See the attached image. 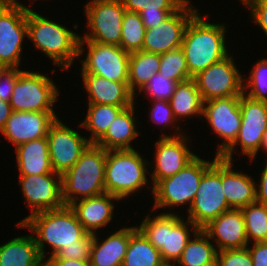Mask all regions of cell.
<instances>
[{
	"label": "cell",
	"instance_id": "4316f807",
	"mask_svg": "<svg viewBox=\"0 0 267 266\" xmlns=\"http://www.w3.org/2000/svg\"><path fill=\"white\" fill-rule=\"evenodd\" d=\"M15 155L20 176L55 173L49 157L47 137L17 146Z\"/></svg>",
	"mask_w": 267,
	"mask_h": 266
},
{
	"label": "cell",
	"instance_id": "ee69618b",
	"mask_svg": "<svg viewBox=\"0 0 267 266\" xmlns=\"http://www.w3.org/2000/svg\"><path fill=\"white\" fill-rule=\"evenodd\" d=\"M242 6L250 8L252 21L263 30L267 37V0H247Z\"/></svg>",
	"mask_w": 267,
	"mask_h": 266
},
{
	"label": "cell",
	"instance_id": "f546056e",
	"mask_svg": "<svg viewBox=\"0 0 267 266\" xmlns=\"http://www.w3.org/2000/svg\"><path fill=\"white\" fill-rule=\"evenodd\" d=\"M217 249L210 238L199 229L187 242L183 253L175 264L178 266H216Z\"/></svg>",
	"mask_w": 267,
	"mask_h": 266
},
{
	"label": "cell",
	"instance_id": "277c9868",
	"mask_svg": "<svg viewBox=\"0 0 267 266\" xmlns=\"http://www.w3.org/2000/svg\"><path fill=\"white\" fill-rule=\"evenodd\" d=\"M106 150L91 143L79 160L61 175L62 200L70 206L75 201L105 193Z\"/></svg>",
	"mask_w": 267,
	"mask_h": 266
},
{
	"label": "cell",
	"instance_id": "e575fe53",
	"mask_svg": "<svg viewBox=\"0 0 267 266\" xmlns=\"http://www.w3.org/2000/svg\"><path fill=\"white\" fill-rule=\"evenodd\" d=\"M145 33L146 28L139 13L125 11L120 47L129 53L142 50Z\"/></svg>",
	"mask_w": 267,
	"mask_h": 266
},
{
	"label": "cell",
	"instance_id": "8d00e7d4",
	"mask_svg": "<svg viewBox=\"0 0 267 266\" xmlns=\"http://www.w3.org/2000/svg\"><path fill=\"white\" fill-rule=\"evenodd\" d=\"M243 94L254 100L267 102V58L259 59L249 77L243 79Z\"/></svg>",
	"mask_w": 267,
	"mask_h": 266
},
{
	"label": "cell",
	"instance_id": "60d3db41",
	"mask_svg": "<svg viewBox=\"0 0 267 266\" xmlns=\"http://www.w3.org/2000/svg\"><path fill=\"white\" fill-rule=\"evenodd\" d=\"M252 258L247 247L217 252L216 266H252Z\"/></svg>",
	"mask_w": 267,
	"mask_h": 266
},
{
	"label": "cell",
	"instance_id": "7bdbcfd3",
	"mask_svg": "<svg viewBox=\"0 0 267 266\" xmlns=\"http://www.w3.org/2000/svg\"><path fill=\"white\" fill-rule=\"evenodd\" d=\"M20 68H0V100L10 102Z\"/></svg>",
	"mask_w": 267,
	"mask_h": 266
},
{
	"label": "cell",
	"instance_id": "5b68a950",
	"mask_svg": "<svg viewBox=\"0 0 267 266\" xmlns=\"http://www.w3.org/2000/svg\"><path fill=\"white\" fill-rule=\"evenodd\" d=\"M178 214L165 211L151 217L149 213L141 225H136L142 235L159 250L163 262L176 263L187 242L199 230L188 218L185 221Z\"/></svg>",
	"mask_w": 267,
	"mask_h": 266
},
{
	"label": "cell",
	"instance_id": "d6986e66",
	"mask_svg": "<svg viewBox=\"0 0 267 266\" xmlns=\"http://www.w3.org/2000/svg\"><path fill=\"white\" fill-rule=\"evenodd\" d=\"M18 184L26 205L31 208L27 217L65 205L62 200L61 175L58 173L19 176Z\"/></svg>",
	"mask_w": 267,
	"mask_h": 266
},
{
	"label": "cell",
	"instance_id": "d6a6232c",
	"mask_svg": "<svg viewBox=\"0 0 267 266\" xmlns=\"http://www.w3.org/2000/svg\"><path fill=\"white\" fill-rule=\"evenodd\" d=\"M159 250L137 229L130 237L122 266H160Z\"/></svg>",
	"mask_w": 267,
	"mask_h": 266
},
{
	"label": "cell",
	"instance_id": "4dcf8cb0",
	"mask_svg": "<svg viewBox=\"0 0 267 266\" xmlns=\"http://www.w3.org/2000/svg\"><path fill=\"white\" fill-rule=\"evenodd\" d=\"M160 66V54L144 50L130 53L129 57V90L137 97L136 90H140L149 79L158 72Z\"/></svg>",
	"mask_w": 267,
	"mask_h": 266
},
{
	"label": "cell",
	"instance_id": "44dd1931",
	"mask_svg": "<svg viewBox=\"0 0 267 266\" xmlns=\"http://www.w3.org/2000/svg\"><path fill=\"white\" fill-rule=\"evenodd\" d=\"M201 230L215 242L217 251L249 245L241 209H230L210 220Z\"/></svg>",
	"mask_w": 267,
	"mask_h": 266
},
{
	"label": "cell",
	"instance_id": "ba28073f",
	"mask_svg": "<svg viewBox=\"0 0 267 266\" xmlns=\"http://www.w3.org/2000/svg\"><path fill=\"white\" fill-rule=\"evenodd\" d=\"M27 8L17 0H0V68H20L27 36Z\"/></svg>",
	"mask_w": 267,
	"mask_h": 266
},
{
	"label": "cell",
	"instance_id": "836d02e7",
	"mask_svg": "<svg viewBox=\"0 0 267 266\" xmlns=\"http://www.w3.org/2000/svg\"><path fill=\"white\" fill-rule=\"evenodd\" d=\"M241 211L248 242H267V206L256 201L241 208Z\"/></svg>",
	"mask_w": 267,
	"mask_h": 266
},
{
	"label": "cell",
	"instance_id": "7dc6e473",
	"mask_svg": "<svg viewBox=\"0 0 267 266\" xmlns=\"http://www.w3.org/2000/svg\"><path fill=\"white\" fill-rule=\"evenodd\" d=\"M264 168L261 171L259 184H256L257 195L256 201L267 206V160L265 161Z\"/></svg>",
	"mask_w": 267,
	"mask_h": 266
},
{
	"label": "cell",
	"instance_id": "484cf974",
	"mask_svg": "<svg viewBox=\"0 0 267 266\" xmlns=\"http://www.w3.org/2000/svg\"><path fill=\"white\" fill-rule=\"evenodd\" d=\"M136 118L134 103L116 116L108 130L95 144L105 150L134 149L131 142L140 134L137 131Z\"/></svg>",
	"mask_w": 267,
	"mask_h": 266
},
{
	"label": "cell",
	"instance_id": "7402d4cb",
	"mask_svg": "<svg viewBox=\"0 0 267 266\" xmlns=\"http://www.w3.org/2000/svg\"><path fill=\"white\" fill-rule=\"evenodd\" d=\"M80 74L88 94V103L114 106L134 104L135 95L129 90L128 82L111 81L86 71Z\"/></svg>",
	"mask_w": 267,
	"mask_h": 266
},
{
	"label": "cell",
	"instance_id": "d4e9b609",
	"mask_svg": "<svg viewBox=\"0 0 267 266\" xmlns=\"http://www.w3.org/2000/svg\"><path fill=\"white\" fill-rule=\"evenodd\" d=\"M136 230V226H125L111 233L102 241H99L98 233H95L89 258L91 266H122L129 237Z\"/></svg>",
	"mask_w": 267,
	"mask_h": 266
},
{
	"label": "cell",
	"instance_id": "3957f363",
	"mask_svg": "<svg viewBox=\"0 0 267 266\" xmlns=\"http://www.w3.org/2000/svg\"><path fill=\"white\" fill-rule=\"evenodd\" d=\"M27 39L65 72L78 59L80 35L33 9L27 10Z\"/></svg>",
	"mask_w": 267,
	"mask_h": 266
},
{
	"label": "cell",
	"instance_id": "52a82bcc",
	"mask_svg": "<svg viewBox=\"0 0 267 266\" xmlns=\"http://www.w3.org/2000/svg\"><path fill=\"white\" fill-rule=\"evenodd\" d=\"M218 158L206 161L204 158L196 156L190 163L178 171L175 175L159 180L153 186L154 207L152 211L160 208H169L188 205L187 211L191 207L200 180L203 174L212 166Z\"/></svg>",
	"mask_w": 267,
	"mask_h": 266
},
{
	"label": "cell",
	"instance_id": "4fadbf2b",
	"mask_svg": "<svg viewBox=\"0 0 267 266\" xmlns=\"http://www.w3.org/2000/svg\"><path fill=\"white\" fill-rule=\"evenodd\" d=\"M230 209L222 188L221 158L218 157L203 174L187 218L201 229Z\"/></svg>",
	"mask_w": 267,
	"mask_h": 266
},
{
	"label": "cell",
	"instance_id": "f907efd6",
	"mask_svg": "<svg viewBox=\"0 0 267 266\" xmlns=\"http://www.w3.org/2000/svg\"><path fill=\"white\" fill-rule=\"evenodd\" d=\"M260 149L264 150L267 153V130L263 134L262 142L260 145Z\"/></svg>",
	"mask_w": 267,
	"mask_h": 266
},
{
	"label": "cell",
	"instance_id": "7c38bea8",
	"mask_svg": "<svg viewBox=\"0 0 267 266\" xmlns=\"http://www.w3.org/2000/svg\"><path fill=\"white\" fill-rule=\"evenodd\" d=\"M89 33L79 40L120 46L122 20L126 11L121 0H90L84 6Z\"/></svg>",
	"mask_w": 267,
	"mask_h": 266
},
{
	"label": "cell",
	"instance_id": "ffe728a7",
	"mask_svg": "<svg viewBox=\"0 0 267 266\" xmlns=\"http://www.w3.org/2000/svg\"><path fill=\"white\" fill-rule=\"evenodd\" d=\"M57 118L55 112L13 111L1 133L16 148L23 143L47 137L49 127Z\"/></svg>",
	"mask_w": 267,
	"mask_h": 266
},
{
	"label": "cell",
	"instance_id": "f35d334b",
	"mask_svg": "<svg viewBox=\"0 0 267 266\" xmlns=\"http://www.w3.org/2000/svg\"><path fill=\"white\" fill-rule=\"evenodd\" d=\"M151 105L152 107H150L151 109L150 118L152 122L157 123L156 126H160L158 124H161L164 127H169V126L170 128L171 126H173L172 128L176 127L175 128L176 131L174 134H171L170 136H168V134L164 132V134L161 135L160 137H178V136L184 135L185 131L182 132V129H180L181 128L180 125L179 126L176 125V122L178 124L179 121L175 119L169 101L152 100Z\"/></svg>",
	"mask_w": 267,
	"mask_h": 266
},
{
	"label": "cell",
	"instance_id": "f1b7e54d",
	"mask_svg": "<svg viewBox=\"0 0 267 266\" xmlns=\"http://www.w3.org/2000/svg\"><path fill=\"white\" fill-rule=\"evenodd\" d=\"M169 103L177 121L193 117V115L195 118L196 116L202 117L204 101L193 78L176 85Z\"/></svg>",
	"mask_w": 267,
	"mask_h": 266
},
{
	"label": "cell",
	"instance_id": "30bf717a",
	"mask_svg": "<svg viewBox=\"0 0 267 266\" xmlns=\"http://www.w3.org/2000/svg\"><path fill=\"white\" fill-rule=\"evenodd\" d=\"M241 127L235 142L220 156L233 161L234 148L239 145L242 155L254 161L257 157L263 134L267 130V102L254 100L245 94L240 96Z\"/></svg>",
	"mask_w": 267,
	"mask_h": 266
},
{
	"label": "cell",
	"instance_id": "ab89813d",
	"mask_svg": "<svg viewBox=\"0 0 267 266\" xmlns=\"http://www.w3.org/2000/svg\"><path fill=\"white\" fill-rule=\"evenodd\" d=\"M188 0H121L126 11L179 10Z\"/></svg>",
	"mask_w": 267,
	"mask_h": 266
},
{
	"label": "cell",
	"instance_id": "1f68e13d",
	"mask_svg": "<svg viewBox=\"0 0 267 266\" xmlns=\"http://www.w3.org/2000/svg\"><path fill=\"white\" fill-rule=\"evenodd\" d=\"M87 114L80 127L91 132V137L88 140L91 143H96L108 130L111 122L125 108L130 106H114L108 104H93L87 103Z\"/></svg>",
	"mask_w": 267,
	"mask_h": 266
},
{
	"label": "cell",
	"instance_id": "603a6c76",
	"mask_svg": "<svg viewBox=\"0 0 267 266\" xmlns=\"http://www.w3.org/2000/svg\"><path fill=\"white\" fill-rule=\"evenodd\" d=\"M119 198L109 193L75 201L70 205L78 221L88 233H97L96 230L111 223L114 214V202ZM114 201V202H113Z\"/></svg>",
	"mask_w": 267,
	"mask_h": 266
},
{
	"label": "cell",
	"instance_id": "f6af8a7d",
	"mask_svg": "<svg viewBox=\"0 0 267 266\" xmlns=\"http://www.w3.org/2000/svg\"><path fill=\"white\" fill-rule=\"evenodd\" d=\"M178 10L141 11L139 15L146 29L154 28L163 22L170 14Z\"/></svg>",
	"mask_w": 267,
	"mask_h": 266
},
{
	"label": "cell",
	"instance_id": "7a4b0ae2",
	"mask_svg": "<svg viewBox=\"0 0 267 266\" xmlns=\"http://www.w3.org/2000/svg\"><path fill=\"white\" fill-rule=\"evenodd\" d=\"M199 14L197 12L187 24L181 46L192 77L229 55L224 23H210L207 14L204 18Z\"/></svg>",
	"mask_w": 267,
	"mask_h": 266
},
{
	"label": "cell",
	"instance_id": "e0dca14e",
	"mask_svg": "<svg viewBox=\"0 0 267 266\" xmlns=\"http://www.w3.org/2000/svg\"><path fill=\"white\" fill-rule=\"evenodd\" d=\"M188 0L178 11L170 14L160 25L146 29L142 50L164 54L182 46L187 24L199 11Z\"/></svg>",
	"mask_w": 267,
	"mask_h": 266
},
{
	"label": "cell",
	"instance_id": "816d5d0a",
	"mask_svg": "<svg viewBox=\"0 0 267 266\" xmlns=\"http://www.w3.org/2000/svg\"><path fill=\"white\" fill-rule=\"evenodd\" d=\"M160 266H177L175 263L163 262Z\"/></svg>",
	"mask_w": 267,
	"mask_h": 266
},
{
	"label": "cell",
	"instance_id": "8992f818",
	"mask_svg": "<svg viewBox=\"0 0 267 266\" xmlns=\"http://www.w3.org/2000/svg\"><path fill=\"white\" fill-rule=\"evenodd\" d=\"M150 164L135 149L106 150L105 193L121 201L149 186Z\"/></svg>",
	"mask_w": 267,
	"mask_h": 266
},
{
	"label": "cell",
	"instance_id": "6da1fadb",
	"mask_svg": "<svg viewBox=\"0 0 267 266\" xmlns=\"http://www.w3.org/2000/svg\"><path fill=\"white\" fill-rule=\"evenodd\" d=\"M18 226L31 230L44 261L45 257L56 255L65 246L78 245V241L88 233L67 205L25 217ZM45 244L51 247L49 255L45 253Z\"/></svg>",
	"mask_w": 267,
	"mask_h": 266
},
{
	"label": "cell",
	"instance_id": "681fc988",
	"mask_svg": "<svg viewBox=\"0 0 267 266\" xmlns=\"http://www.w3.org/2000/svg\"><path fill=\"white\" fill-rule=\"evenodd\" d=\"M13 112L10 102L0 100V132L5 127V124Z\"/></svg>",
	"mask_w": 267,
	"mask_h": 266
},
{
	"label": "cell",
	"instance_id": "c3c4849f",
	"mask_svg": "<svg viewBox=\"0 0 267 266\" xmlns=\"http://www.w3.org/2000/svg\"><path fill=\"white\" fill-rule=\"evenodd\" d=\"M44 266H91V264L89 260L62 259L49 256L48 259H45Z\"/></svg>",
	"mask_w": 267,
	"mask_h": 266
},
{
	"label": "cell",
	"instance_id": "2e32d148",
	"mask_svg": "<svg viewBox=\"0 0 267 266\" xmlns=\"http://www.w3.org/2000/svg\"><path fill=\"white\" fill-rule=\"evenodd\" d=\"M47 140L52 168L60 175L68 171L91 144L88 137L61 122L59 117L49 127Z\"/></svg>",
	"mask_w": 267,
	"mask_h": 266
},
{
	"label": "cell",
	"instance_id": "f5cc1de1",
	"mask_svg": "<svg viewBox=\"0 0 267 266\" xmlns=\"http://www.w3.org/2000/svg\"><path fill=\"white\" fill-rule=\"evenodd\" d=\"M239 2H240L241 4H243V3L245 2V0H240Z\"/></svg>",
	"mask_w": 267,
	"mask_h": 266
},
{
	"label": "cell",
	"instance_id": "9a60e30c",
	"mask_svg": "<svg viewBox=\"0 0 267 266\" xmlns=\"http://www.w3.org/2000/svg\"><path fill=\"white\" fill-rule=\"evenodd\" d=\"M202 117H205L212 132L223 139L216 152V156L220 157L235 142L241 127L240 96L204 102Z\"/></svg>",
	"mask_w": 267,
	"mask_h": 266
},
{
	"label": "cell",
	"instance_id": "d590c367",
	"mask_svg": "<svg viewBox=\"0 0 267 266\" xmlns=\"http://www.w3.org/2000/svg\"><path fill=\"white\" fill-rule=\"evenodd\" d=\"M159 73L162 76L169 77V79L178 83L192 79L189 74L184 51L181 47L169 50L160 55Z\"/></svg>",
	"mask_w": 267,
	"mask_h": 266
},
{
	"label": "cell",
	"instance_id": "9c48e42d",
	"mask_svg": "<svg viewBox=\"0 0 267 266\" xmlns=\"http://www.w3.org/2000/svg\"><path fill=\"white\" fill-rule=\"evenodd\" d=\"M60 90L45 74L23 70L13 89L10 105L13 111L56 112L53 109Z\"/></svg>",
	"mask_w": 267,
	"mask_h": 266
},
{
	"label": "cell",
	"instance_id": "cb8c5ba5",
	"mask_svg": "<svg viewBox=\"0 0 267 266\" xmlns=\"http://www.w3.org/2000/svg\"><path fill=\"white\" fill-rule=\"evenodd\" d=\"M233 166V161L221 158V183L229 207L241 209L256 202L257 182L250 175L235 171Z\"/></svg>",
	"mask_w": 267,
	"mask_h": 266
},
{
	"label": "cell",
	"instance_id": "5bb4252c",
	"mask_svg": "<svg viewBox=\"0 0 267 266\" xmlns=\"http://www.w3.org/2000/svg\"><path fill=\"white\" fill-rule=\"evenodd\" d=\"M236 66L228 55L193 77L204 102L243 94V77Z\"/></svg>",
	"mask_w": 267,
	"mask_h": 266
},
{
	"label": "cell",
	"instance_id": "83f0119b",
	"mask_svg": "<svg viewBox=\"0 0 267 266\" xmlns=\"http://www.w3.org/2000/svg\"><path fill=\"white\" fill-rule=\"evenodd\" d=\"M32 234L17 236L0 245V266H44Z\"/></svg>",
	"mask_w": 267,
	"mask_h": 266
},
{
	"label": "cell",
	"instance_id": "8fae6325",
	"mask_svg": "<svg viewBox=\"0 0 267 266\" xmlns=\"http://www.w3.org/2000/svg\"><path fill=\"white\" fill-rule=\"evenodd\" d=\"M84 46H87L85 51ZM85 54L81 60V71L106 78L111 81L128 82L130 53L120 46L101 44L88 40H79L78 56Z\"/></svg>",
	"mask_w": 267,
	"mask_h": 266
},
{
	"label": "cell",
	"instance_id": "74e56055",
	"mask_svg": "<svg viewBox=\"0 0 267 266\" xmlns=\"http://www.w3.org/2000/svg\"><path fill=\"white\" fill-rule=\"evenodd\" d=\"M178 82L162 76L161 73H155L149 81L138 92L147 94L151 100L169 101L175 91Z\"/></svg>",
	"mask_w": 267,
	"mask_h": 266
},
{
	"label": "cell",
	"instance_id": "ac0fdd59",
	"mask_svg": "<svg viewBox=\"0 0 267 266\" xmlns=\"http://www.w3.org/2000/svg\"><path fill=\"white\" fill-rule=\"evenodd\" d=\"M185 133L178 137H160L155 144V158L151 173V192L161 179L175 175L197 155L187 145L191 140ZM190 140V141H188Z\"/></svg>",
	"mask_w": 267,
	"mask_h": 266
},
{
	"label": "cell",
	"instance_id": "bcb514c9",
	"mask_svg": "<svg viewBox=\"0 0 267 266\" xmlns=\"http://www.w3.org/2000/svg\"><path fill=\"white\" fill-rule=\"evenodd\" d=\"M252 258V266H267V242L252 243L247 246Z\"/></svg>",
	"mask_w": 267,
	"mask_h": 266
},
{
	"label": "cell",
	"instance_id": "b9f144b4",
	"mask_svg": "<svg viewBox=\"0 0 267 266\" xmlns=\"http://www.w3.org/2000/svg\"><path fill=\"white\" fill-rule=\"evenodd\" d=\"M93 237V233H87L78 241V245L65 246L54 256L62 259L89 260Z\"/></svg>",
	"mask_w": 267,
	"mask_h": 266
}]
</instances>
